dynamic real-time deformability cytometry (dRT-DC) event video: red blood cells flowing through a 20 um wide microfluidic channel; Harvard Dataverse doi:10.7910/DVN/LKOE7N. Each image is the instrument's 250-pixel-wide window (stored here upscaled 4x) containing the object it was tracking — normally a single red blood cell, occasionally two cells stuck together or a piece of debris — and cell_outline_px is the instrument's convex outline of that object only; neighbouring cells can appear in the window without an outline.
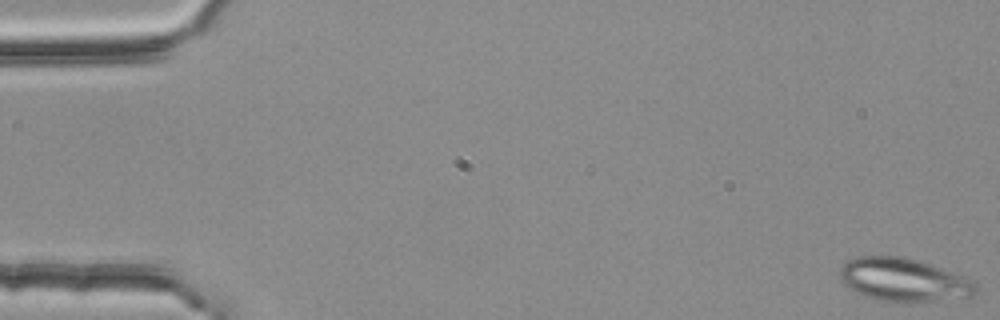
{"species": "common noctule bat (a hibernating species)", "species_latin": "Nyctalus noctula", "temperature_condition": "room temperature", "stored_images_in_passage": 52, "segment_of_instrument_passage": [1, 2], "camera_frame_rate_fps": 3000, "um_per_image_px": 0.085, "animal": {"sex": "female", "body_mass_g": 25.1}, "frame": {"image": 1, "passage_image": 1, "time_ms": 0.0, "image_size_px": [1000, 320], "cell_outline_px": [[976, 292], [972, 296], [908, 304], [896, 304], [876, 300], [864, 296], [848, 288], [840, 280], [840, 268], [848, 260], [856, 256], [904, 256], [920, 260], [972, 280], [976, 284]], "centroid_in_image_um": [76.77, 23.81], "position_along_channel_um": 8.2, "area_um2": 34.85}}